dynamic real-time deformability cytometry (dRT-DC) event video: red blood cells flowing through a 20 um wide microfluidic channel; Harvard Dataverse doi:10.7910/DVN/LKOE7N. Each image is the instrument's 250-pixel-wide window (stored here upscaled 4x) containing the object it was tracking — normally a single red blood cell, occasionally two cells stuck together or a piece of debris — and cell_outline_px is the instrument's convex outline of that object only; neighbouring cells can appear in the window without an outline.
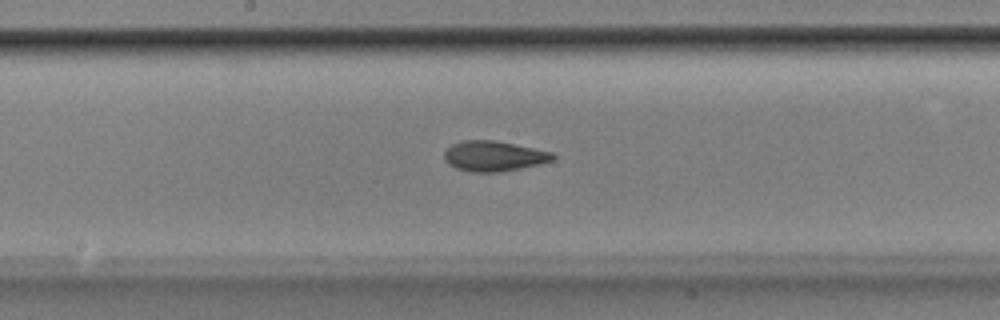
{"species": "Egyptian fruit bat (a non-hibernating species)", "species_latin": "Rousettus aegyptiacus", "temperature_condition": "room temperature", "stored_images_in_passage": 52, "camera_frame_rate_fps": 3000, "um_per_image_px": 0.085, "animal": {"sex": "male"}, "frame": {"image": 1, "passage_image": 27, "time_ms": 8.667, "image_size_px": [1000, 320], "cell_outline_px": [[556, 156], [552, 160], [540, 164], [500, 172], [472, 172], [456, 168], [448, 164], [444, 160], [444, 152], [452, 144], [464, 140], [496, 140], [552, 152]], "centroid_in_image_um": [41.96, 13.27], "position_along_channel_um": 206.2, "area_um2": 19.13}}
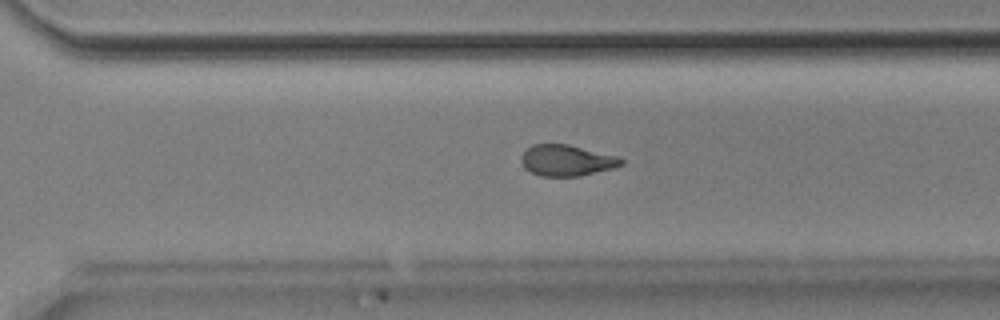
{"frame": {"image": 2, "passage_image": 36, "time_ms": 11.667, "image_size_px": [1000, 320], "cell_outline_px": [[624, 164], [612, 168], [580, 176], [540, 176], [524, 168], [520, 160], [520, 156], [532, 144], [568, 144], [616, 156], [624, 160]], "centroid_in_image_um": [48.14, 13.63], "position_along_channel_um": 322.5, "area_um2": 18.03}}
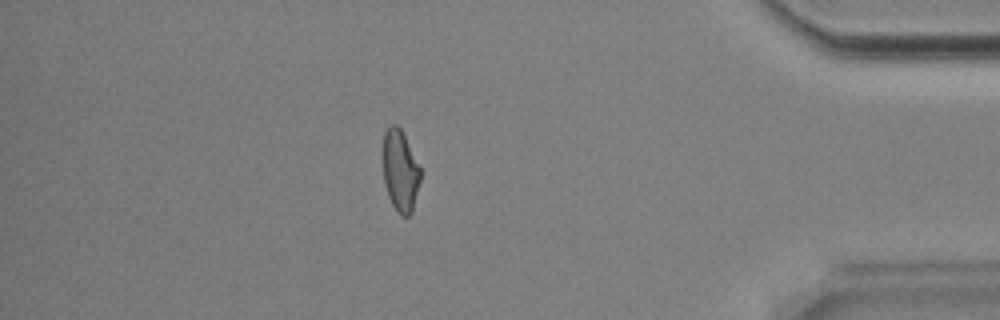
{"frame": {"image": 3, "passage_image": 45, "time_ms": 14.667, "image_size_px": [1000, 320], "cell_outline_px": [[420, 180], [412, 212], [408, 216], [400, 216], [396, 212], [388, 196], [384, 180], [380, 152], [384, 132], [392, 124], [396, 124], [400, 128], [420, 168]], "centroid_in_image_um": [33.96, 14.51], "position_along_channel_um": 401.2, "area_um2": 18.09}, "authors_computed_cell_mechanics": {"area_um2": 19.074, "velocity_mm_per_s": 3.8954, "shape_relaxation_time_tau1_ms": 6.0592, "shape_relaxation_time_tau2_ms": 2.5943, "deformation_change_tau1": 0.1582, "deformation_change_tau2": 0.0953}}